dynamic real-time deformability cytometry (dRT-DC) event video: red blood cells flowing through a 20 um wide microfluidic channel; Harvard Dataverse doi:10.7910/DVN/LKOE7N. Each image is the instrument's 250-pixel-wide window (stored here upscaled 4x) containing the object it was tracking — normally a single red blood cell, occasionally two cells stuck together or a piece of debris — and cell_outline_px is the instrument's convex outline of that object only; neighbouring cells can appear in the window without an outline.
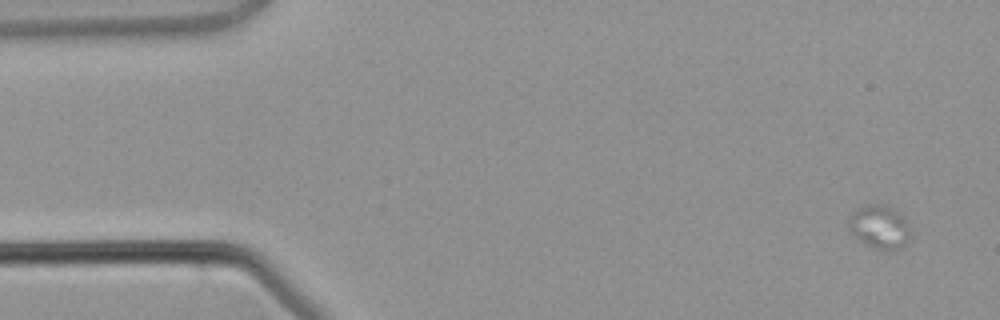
{"species": "common noctule bat (a hibernating species)", "species_latin": "Nyctalus noctula", "temperature_condition": "warm", "stored_images_in_passage": 4, "camera_frame_rate_fps": 3000, "um_per_image_px": 0.085, "animal": {"sex": "male", "body_mass_g": 21.5, "forearm_length_mm": 52.0}, "frame": {"image": 1, "passage_image": 1, "time_ms": 0.0, "image_size_px": [1000, 320], "cell_outline_px": [[908, 240], [900, 248], [892, 252], [876, 248], [860, 240], [848, 228], [848, 220], [856, 208], [868, 204], [884, 204], [892, 208], [904, 220], [908, 228]], "centroid_in_image_um": [74.72, 19.29], "position_along_channel_um": 10.3, "area_um2": 15.2}}